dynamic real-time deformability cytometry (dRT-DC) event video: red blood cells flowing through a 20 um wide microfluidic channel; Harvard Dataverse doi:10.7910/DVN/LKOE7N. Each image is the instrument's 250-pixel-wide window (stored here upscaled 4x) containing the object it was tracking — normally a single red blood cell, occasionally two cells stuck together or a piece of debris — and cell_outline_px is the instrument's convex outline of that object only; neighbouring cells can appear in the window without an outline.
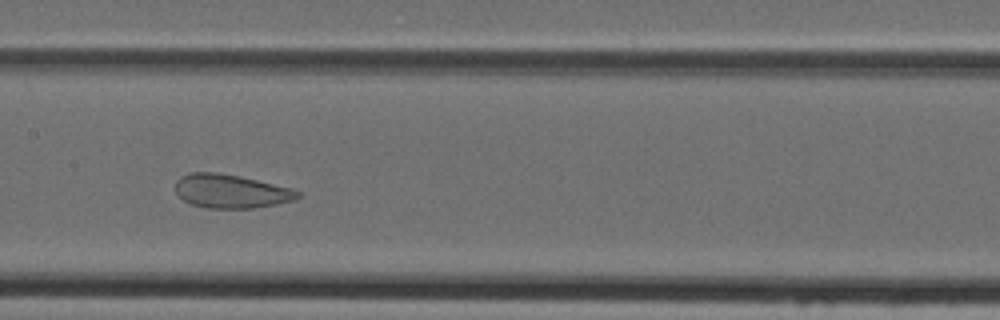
{"species": "Egyptian fruit bat (a non-hibernating species)", "species_latin": "Rousettus aegyptiacus", "temperature_condition": "cold", "stored_images_in_passage": 42, "camera_frame_rate_fps": 3000, "um_per_image_px": 0.085, "animal": {"sex": "female"}, "frame": {"image": 1, "passage_image": 18, "time_ms": 5.667, "image_size_px": [1000, 320], "cell_outline_px": [[300, 196], [296, 200], [276, 204], [252, 208], [204, 208], [192, 204], [184, 200], [176, 192], [176, 180], [180, 176], [188, 172], [216, 172], [240, 176], [292, 188], [300, 192]], "centroid_in_image_um": [19.63, 16.25], "position_along_channel_um": 187.8, "area_um2": 24.1}}
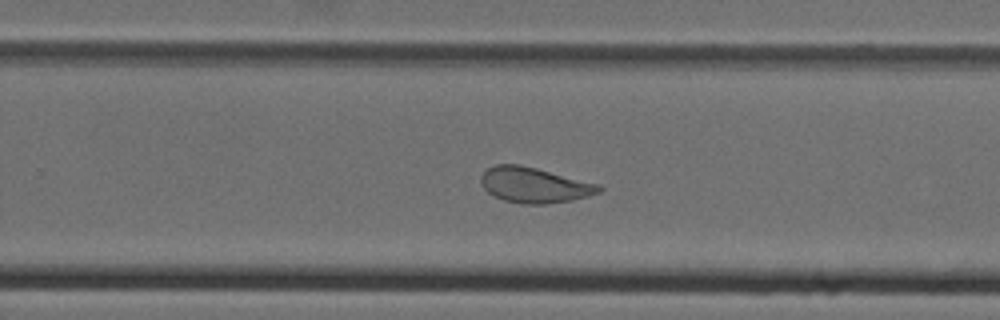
{"frame": {"image": 2, "passage_image": 25, "time_ms": 8.0, "image_size_px": [1000, 320], "cell_outline_px": [[604, 188], [600, 192], [588, 196], [572, 200], [548, 204], [524, 204], [504, 200], [488, 192], [480, 184], [480, 176], [488, 168], [496, 164], [520, 164], [600, 184]], "centroid_in_image_um": [45.43, 15.73], "position_along_channel_um": 284.4, "area_um2": 24.39}}
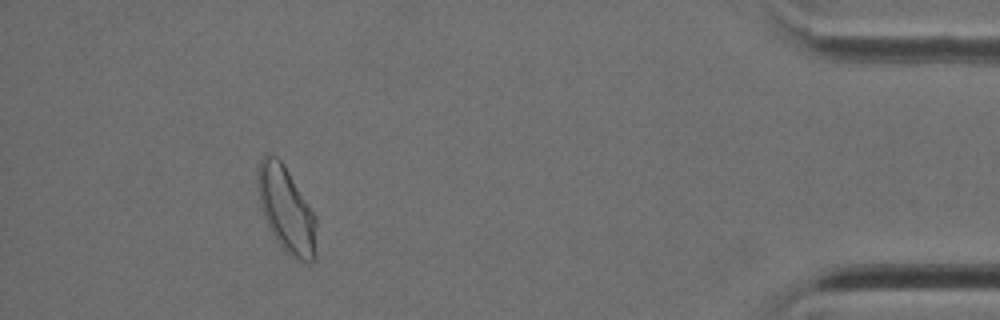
{"frame": {"image": 3, "passage_image": 38, "time_ms": 12.333, "image_size_px": [1000, 320], "cell_outline_px": [[316, 256], [308, 264], [300, 264], [284, 252], [276, 240], [264, 216], [260, 204], [256, 184], [256, 172], [260, 160], [264, 156], [276, 156], [284, 164], [316, 216]], "centroid_in_image_um": [24.35, 17.88], "position_along_channel_um": 410.9, "area_um2": 29.71}}